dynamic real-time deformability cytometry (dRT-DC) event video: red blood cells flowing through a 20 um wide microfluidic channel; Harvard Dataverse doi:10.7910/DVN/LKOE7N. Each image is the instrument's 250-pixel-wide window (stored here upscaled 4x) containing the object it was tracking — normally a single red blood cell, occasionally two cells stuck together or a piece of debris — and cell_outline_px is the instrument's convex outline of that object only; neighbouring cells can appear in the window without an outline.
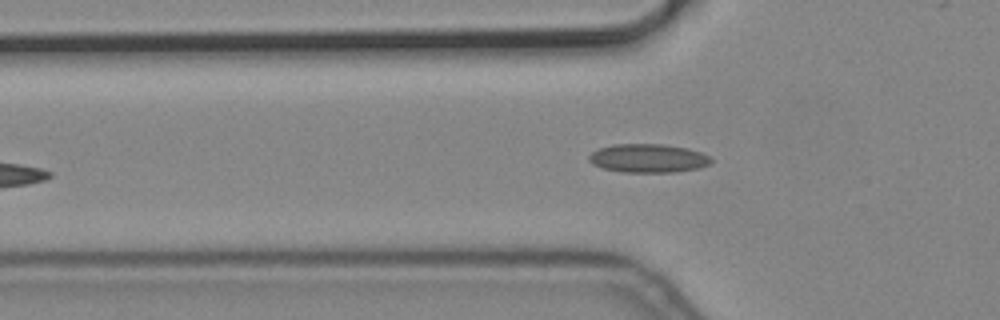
{"species": "common noctule bat (a hibernating species)", "species_latin": "Nyctalus noctula", "temperature_condition": "cold", "stored_images_in_passage": 5, "camera_frame_rate_fps": 3000, "um_per_image_px": 0.085, "animal": {"sex": "male", "body_mass_g": 19.2, "forearm_length_mm": 51.8}, "frame": {"image": 1, "passage_image": 5, "time_ms": 1.333, "image_size_px": [1000, 320], "cell_outline_px": [[712, 160], [708, 164], [700, 168], [676, 172], [624, 172], [604, 168], [592, 164], [588, 160], [588, 156], [592, 152], [600, 148], [612, 144], [664, 144], [688, 148], [700, 152], [708, 156]], "centroid_in_image_um": [55.08, 13.45], "position_along_channel_um": 70.7, "area_um2": 20.35}}